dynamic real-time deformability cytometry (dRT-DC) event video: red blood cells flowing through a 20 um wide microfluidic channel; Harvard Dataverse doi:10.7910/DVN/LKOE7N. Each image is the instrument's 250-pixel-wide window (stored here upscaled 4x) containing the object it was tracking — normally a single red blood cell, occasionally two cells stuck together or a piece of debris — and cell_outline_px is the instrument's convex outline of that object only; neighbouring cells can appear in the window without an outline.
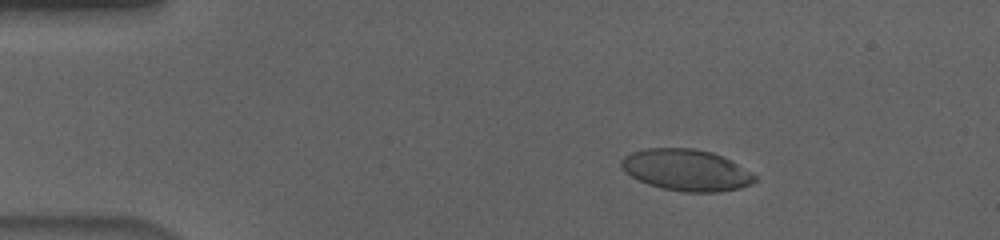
{"species": "human", "species_latin": "Homo sapiens", "temperature_condition": "cold", "stored_images_in_passage": 57, "camera_frame_rate_fps": 3000, "um_per_image_px": 0.085, "donor": {"sex": "male"}, "frame": {"image": 1, "passage_image": 10, "time_ms": 3.0, "image_size_px": [1000, 240], "cell_outline_px": [[756, 180], [752, 184], [740, 188], [716, 192], [684, 192], [660, 188], [648, 184], [624, 172], [620, 164], [620, 160], [624, 156], [632, 152], [644, 148], [692, 148], [712, 152], [736, 164], [756, 176]], "centroid_in_image_um": [58.29, 14.46], "position_along_channel_um": 26.7, "area_um2": 32.08}}
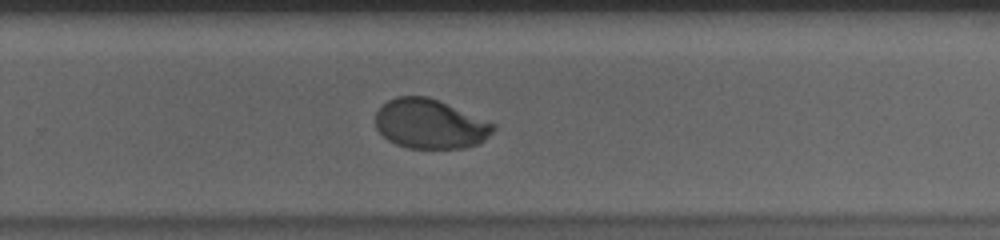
{"frame": {"image": 2, "passage_image": 38, "time_ms": 12.333, "image_size_px": [1000, 240], "cell_outline_px": [[496, 128], [480, 144], [464, 148], [408, 148], [396, 144], [388, 140], [376, 128], [376, 112], [388, 100], [396, 96], [428, 96], [496, 124]], "centroid_in_image_um": [36.56, 10.54], "position_along_channel_um": 293.2, "area_um2": 33.87}}
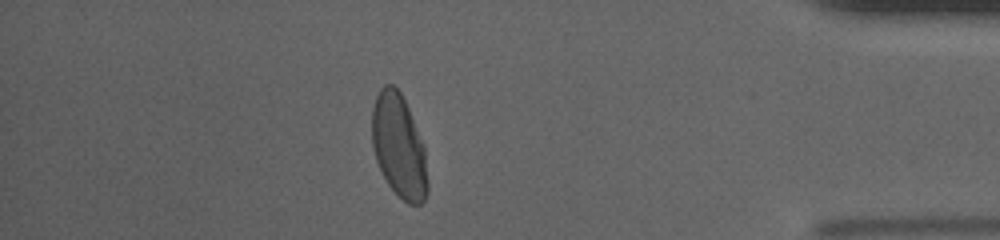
{"frame": {"image": 3, "passage_image": 50, "time_ms": 16.333, "image_size_px": [1000, 240], "cell_outline_px": [[428, 192], [424, 200], [420, 204], [408, 204], [388, 184], [376, 160], [372, 144], [372, 108], [376, 96], [380, 88], [384, 84], [392, 84], [400, 92], [408, 108], [424, 144], [428, 184]], "centroid_in_image_um": [33.91, 12.41], "position_along_channel_um": 401.3, "area_um2": 33.41}, "authors_computed_cell_mechanics": {"area_um2": 34.2754, "velocity_mm_per_s": 3.6359, "shape_relaxation_time_tau1_ms": 4.0576, "shape_relaxation_time_tau2_ms": null, "deformation_change_tau1": 0.1672, "deformation_change_tau2": null}}